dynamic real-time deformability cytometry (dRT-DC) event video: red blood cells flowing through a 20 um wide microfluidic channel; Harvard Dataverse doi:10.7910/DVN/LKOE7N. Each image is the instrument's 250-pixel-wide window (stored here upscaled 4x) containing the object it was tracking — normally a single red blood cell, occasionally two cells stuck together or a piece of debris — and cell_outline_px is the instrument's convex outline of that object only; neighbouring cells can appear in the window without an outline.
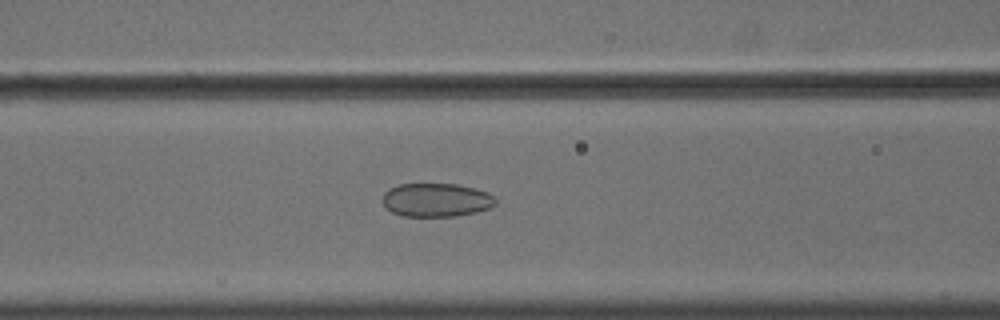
{"species": "common noctule bat (a hibernating species)", "species_latin": "Nyctalus noctula", "temperature_condition": "cold", "stored_images_in_passage": 57, "camera_frame_rate_fps": 3000, "um_per_image_px": 0.085, "animal": {"sex": "male", "body_mass_g": 18.8}, "frame": {"image": 1, "passage_image": 25, "time_ms": 8.0, "image_size_px": [1000, 320], "cell_outline_px": [[496, 204], [488, 208], [476, 212], [456, 216], [400, 216], [384, 208], [380, 200], [384, 192], [388, 188], [400, 184], [456, 184], [488, 192], [496, 200]], "centroid_in_image_um": [37.0, 17.0], "position_along_channel_um": 129.6, "area_um2": 22.31}}
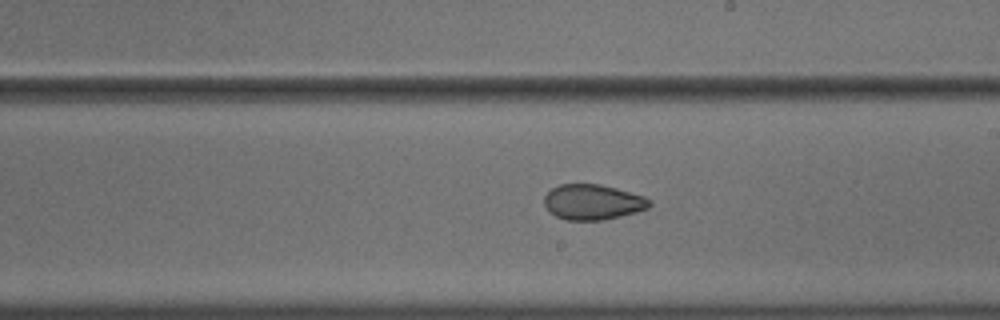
{"frame": {"image": 2, "passage_image": 34, "time_ms": 11.0, "image_size_px": [1000, 320], "cell_outline_px": [[652, 204], [648, 208], [636, 212], [604, 220], [564, 220], [548, 212], [544, 204], [544, 196], [552, 188], [560, 184], [600, 184], [616, 188], [644, 196], [652, 200]], "centroid_in_image_um": [50.38, 17.18], "position_along_channel_um": 238.6, "area_um2": 21.85}}
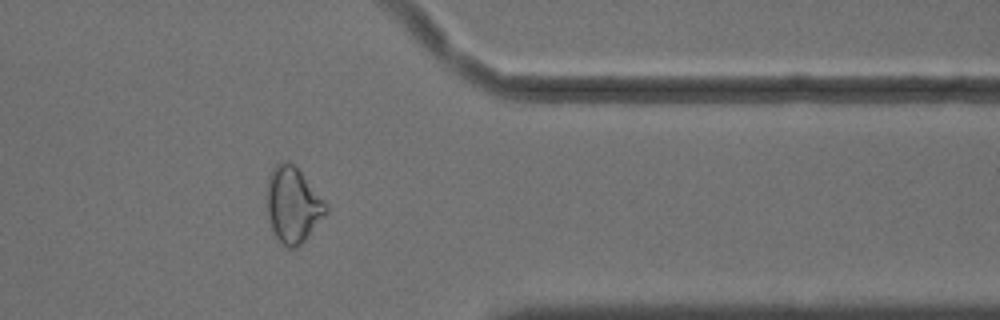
{"frame": {"image": 3, "passage_image": 47, "time_ms": 15.333, "image_size_px": [1000, 320], "cell_outline_px": [[328, 212], [304, 240], [296, 248], [288, 248], [280, 244], [272, 232], [268, 220], [268, 180], [272, 168], [276, 164], [284, 160], [288, 160], [300, 172], [328, 208]], "centroid_in_image_um": [24.86, 17.46], "position_along_channel_um": 386.5, "area_um2": 25.49}, "authors_computed_cell_mechanics": {"area_um2": 25.8366, "velocity_mm_per_s": 3.6314, "shape_relaxation_time_tau1_ms": null, "shape_relaxation_time_tau2_ms": 2.5696, "deformation_change_tau1": null, "deformation_change_tau2": 0.0798}}